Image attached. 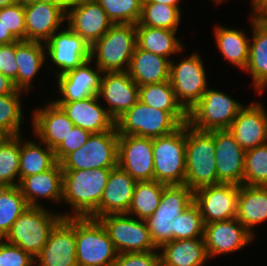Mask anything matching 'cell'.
<instances>
[{
  "instance_id": "cell-33",
  "label": "cell",
  "mask_w": 267,
  "mask_h": 266,
  "mask_svg": "<svg viewBox=\"0 0 267 266\" xmlns=\"http://www.w3.org/2000/svg\"><path fill=\"white\" fill-rule=\"evenodd\" d=\"M139 101L152 108L170 112L181 124L188 123V112L177 101L169 81L139 86Z\"/></svg>"
},
{
  "instance_id": "cell-2",
  "label": "cell",
  "mask_w": 267,
  "mask_h": 266,
  "mask_svg": "<svg viewBox=\"0 0 267 266\" xmlns=\"http://www.w3.org/2000/svg\"><path fill=\"white\" fill-rule=\"evenodd\" d=\"M217 184L213 131H199L186 123L185 183L193 192Z\"/></svg>"
},
{
  "instance_id": "cell-13",
  "label": "cell",
  "mask_w": 267,
  "mask_h": 266,
  "mask_svg": "<svg viewBox=\"0 0 267 266\" xmlns=\"http://www.w3.org/2000/svg\"><path fill=\"white\" fill-rule=\"evenodd\" d=\"M239 185L218 183L194 191L204 224L236 218Z\"/></svg>"
},
{
  "instance_id": "cell-21",
  "label": "cell",
  "mask_w": 267,
  "mask_h": 266,
  "mask_svg": "<svg viewBox=\"0 0 267 266\" xmlns=\"http://www.w3.org/2000/svg\"><path fill=\"white\" fill-rule=\"evenodd\" d=\"M92 61L86 60L75 69L57 75L59 92L63 98L54 102H73L98 95L103 72L97 66L91 68L89 64Z\"/></svg>"
},
{
  "instance_id": "cell-30",
  "label": "cell",
  "mask_w": 267,
  "mask_h": 266,
  "mask_svg": "<svg viewBox=\"0 0 267 266\" xmlns=\"http://www.w3.org/2000/svg\"><path fill=\"white\" fill-rule=\"evenodd\" d=\"M236 219L254 235L252 227L267 219V186L239 187Z\"/></svg>"
},
{
  "instance_id": "cell-52",
  "label": "cell",
  "mask_w": 267,
  "mask_h": 266,
  "mask_svg": "<svg viewBox=\"0 0 267 266\" xmlns=\"http://www.w3.org/2000/svg\"><path fill=\"white\" fill-rule=\"evenodd\" d=\"M16 41H18V40L0 22V45L10 44V43H13Z\"/></svg>"
},
{
  "instance_id": "cell-49",
  "label": "cell",
  "mask_w": 267,
  "mask_h": 266,
  "mask_svg": "<svg viewBox=\"0 0 267 266\" xmlns=\"http://www.w3.org/2000/svg\"><path fill=\"white\" fill-rule=\"evenodd\" d=\"M16 42L0 45V73L13 81L17 78Z\"/></svg>"
},
{
  "instance_id": "cell-53",
  "label": "cell",
  "mask_w": 267,
  "mask_h": 266,
  "mask_svg": "<svg viewBox=\"0 0 267 266\" xmlns=\"http://www.w3.org/2000/svg\"><path fill=\"white\" fill-rule=\"evenodd\" d=\"M49 2L58 5L65 13L77 6L82 0H48Z\"/></svg>"
},
{
  "instance_id": "cell-18",
  "label": "cell",
  "mask_w": 267,
  "mask_h": 266,
  "mask_svg": "<svg viewBox=\"0 0 267 266\" xmlns=\"http://www.w3.org/2000/svg\"><path fill=\"white\" fill-rule=\"evenodd\" d=\"M253 237L236 218L204 226L203 238L208 258L240 250L251 243Z\"/></svg>"
},
{
  "instance_id": "cell-41",
  "label": "cell",
  "mask_w": 267,
  "mask_h": 266,
  "mask_svg": "<svg viewBox=\"0 0 267 266\" xmlns=\"http://www.w3.org/2000/svg\"><path fill=\"white\" fill-rule=\"evenodd\" d=\"M243 185L267 186V143L245 151Z\"/></svg>"
},
{
  "instance_id": "cell-3",
  "label": "cell",
  "mask_w": 267,
  "mask_h": 266,
  "mask_svg": "<svg viewBox=\"0 0 267 266\" xmlns=\"http://www.w3.org/2000/svg\"><path fill=\"white\" fill-rule=\"evenodd\" d=\"M62 219L63 214H52L44 206H29L3 239L36 258L47 243L51 231Z\"/></svg>"
},
{
  "instance_id": "cell-57",
  "label": "cell",
  "mask_w": 267,
  "mask_h": 266,
  "mask_svg": "<svg viewBox=\"0 0 267 266\" xmlns=\"http://www.w3.org/2000/svg\"><path fill=\"white\" fill-rule=\"evenodd\" d=\"M8 135L0 129V143L6 138Z\"/></svg>"
},
{
  "instance_id": "cell-22",
  "label": "cell",
  "mask_w": 267,
  "mask_h": 266,
  "mask_svg": "<svg viewBox=\"0 0 267 266\" xmlns=\"http://www.w3.org/2000/svg\"><path fill=\"white\" fill-rule=\"evenodd\" d=\"M262 105L244 106L228 129L245 151L267 143V113Z\"/></svg>"
},
{
  "instance_id": "cell-34",
  "label": "cell",
  "mask_w": 267,
  "mask_h": 266,
  "mask_svg": "<svg viewBox=\"0 0 267 266\" xmlns=\"http://www.w3.org/2000/svg\"><path fill=\"white\" fill-rule=\"evenodd\" d=\"M176 32L177 30L136 26L137 47L169 58L183 49V44L175 36Z\"/></svg>"
},
{
  "instance_id": "cell-24",
  "label": "cell",
  "mask_w": 267,
  "mask_h": 266,
  "mask_svg": "<svg viewBox=\"0 0 267 266\" xmlns=\"http://www.w3.org/2000/svg\"><path fill=\"white\" fill-rule=\"evenodd\" d=\"M100 97L92 96L73 102H55L67 114L75 126L91 133H102L115 127V120L106 108L98 104Z\"/></svg>"
},
{
  "instance_id": "cell-17",
  "label": "cell",
  "mask_w": 267,
  "mask_h": 266,
  "mask_svg": "<svg viewBox=\"0 0 267 266\" xmlns=\"http://www.w3.org/2000/svg\"><path fill=\"white\" fill-rule=\"evenodd\" d=\"M217 184L241 186L244 178L245 150L229 130H214Z\"/></svg>"
},
{
  "instance_id": "cell-11",
  "label": "cell",
  "mask_w": 267,
  "mask_h": 266,
  "mask_svg": "<svg viewBox=\"0 0 267 266\" xmlns=\"http://www.w3.org/2000/svg\"><path fill=\"white\" fill-rule=\"evenodd\" d=\"M204 64L198 53L175 64L170 62L169 82L177 101L189 112L207 90Z\"/></svg>"
},
{
  "instance_id": "cell-46",
  "label": "cell",
  "mask_w": 267,
  "mask_h": 266,
  "mask_svg": "<svg viewBox=\"0 0 267 266\" xmlns=\"http://www.w3.org/2000/svg\"><path fill=\"white\" fill-rule=\"evenodd\" d=\"M35 258L19 246L12 245L0 239V266H32Z\"/></svg>"
},
{
  "instance_id": "cell-15",
  "label": "cell",
  "mask_w": 267,
  "mask_h": 266,
  "mask_svg": "<svg viewBox=\"0 0 267 266\" xmlns=\"http://www.w3.org/2000/svg\"><path fill=\"white\" fill-rule=\"evenodd\" d=\"M37 259V260H36ZM38 266H78L76 261L75 217L63 218L51 231L35 258Z\"/></svg>"
},
{
  "instance_id": "cell-6",
  "label": "cell",
  "mask_w": 267,
  "mask_h": 266,
  "mask_svg": "<svg viewBox=\"0 0 267 266\" xmlns=\"http://www.w3.org/2000/svg\"><path fill=\"white\" fill-rule=\"evenodd\" d=\"M154 180L184 185L186 175V123L174 132L153 138Z\"/></svg>"
},
{
  "instance_id": "cell-56",
  "label": "cell",
  "mask_w": 267,
  "mask_h": 266,
  "mask_svg": "<svg viewBox=\"0 0 267 266\" xmlns=\"http://www.w3.org/2000/svg\"><path fill=\"white\" fill-rule=\"evenodd\" d=\"M37 1H40V0H19V4L23 6H27L29 4L36 3Z\"/></svg>"
},
{
  "instance_id": "cell-45",
  "label": "cell",
  "mask_w": 267,
  "mask_h": 266,
  "mask_svg": "<svg viewBox=\"0 0 267 266\" xmlns=\"http://www.w3.org/2000/svg\"><path fill=\"white\" fill-rule=\"evenodd\" d=\"M0 22L18 40H26L24 6L16 3L0 8Z\"/></svg>"
},
{
  "instance_id": "cell-32",
  "label": "cell",
  "mask_w": 267,
  "mask_h": 266,
  "mask_svg": "<svg viewBox=\"0 0 267 266\" xmlns=\"http://www.w3.org/2000/svg\"><path fill=\"white\" fill-rule=\"evenodd\" d=\"M43 45L44 43L36 41H16L18 73L14 84L22 92L31 88L32 79L45 62L46 47Z\"/></svg>"
},
{
  "instance_id": "cell-12",
  "label": "cell",
  "mask_w": 267,
  "mask_h": 266,
  "mask_svg": "<svg viewBox=\"0 0 267 266\" xmlns=\"http://www.w3.org/2000/svg\"><path fill=\"white\" fill-rule=\"evenodd\" d=\"M99 220L106 228L118 254L150 252L157 249L150 238L145 220H137L127 214H109L100 217Z\"/></svg>"
},
{
  "instance_id": "cell-5",
  "label": "cell",
  "mask_w": 267,
  "mask_h": 266,
  "mask_svg": "<svg viewBox=\"0 0 267 266\" xmlns=\"http://www.w3.org/2000/svg\"><path fill=\"white\" fill-rule=\"evenodd\" d=\"M136 46V24H113L91 46L90 58L102 72L128 71Z\"/></svg>"
},
{
  "instance_id": "cell-26",
  "label": "cell",
  "mask_w": 267,
  "mask_h": 266,
  "mask_svg": "<svg viewBox=\"0 0 267 266\" xmlns=\"http://www.w3.org/2000/svg\"><path fill=\"white\" fill-rule=\"evenodd\" d=\"M136 182L129 173L118 165L112 168L98 205V219L109 214H126Z\"/></svg>"
},
{
  "instance_id": "cell-9",
  "label": "cell",
  "mask_w": 267,
  "mask_h": 266,
  "mask_svg": "<svg viewBox=\"0 0 267 266\" xmlns=\"http://www.w3.org/2000/svg\"><path fill=\"white\" fill-rule=\"evenodd\" d=\"M194 202V192L186 185H166L159 206L145 221L156 248L172 241V221Z\"/></svg>"
},
{
  "instance_id": "cell-14",
  "label": "cell",
  "mask_w": 267,
  "mask_h": 266,
  "mask_svg": "<svg viewBox=\"0 0 267 266\" xmlns=\"http://www.w3.org/2000/svg\"><path fill=\"white\" fill-rule=\"evenodd\" d=\"M117 165L136 181L154 180L153 138L119 135Z\"/></svg>"
},
{
  "instance_id": "cell-38",
  "label": "cell",
  "mask_w": 267,
  "mask_h": 266,
  "mask_svg": "<svg viewBox=\"0 0 267 266\" xmlns=\"http://www.w3.org/2000/svg\"><path fill=\"white\" fill-rule=\"evenodd\" d=\"M28 208L19 186L0 187V239L6 236L12 224Z\"/></svg>"
},
{
  "instance_id": "cell-20",
  "label": "cell",
  "mask_w": 267,
  "mask_h": 266,
  "mask_svg": "<svg viewBox=\"0 0 267 266\" xmlns=\"http://www.w3.org/2000/svg\"><path fill=\"white\" fill-rule=\"evenodd\" d=\"M44 44L51 61L61 68V75L83 64L90 58V46L69 27L55 32Z\"/></svg>"
},
{
  "instance_id": "cell-27",
  "label": "cell",
  "mask_w": 267,
  "mask_h": 266,
  "mask_svg": "<svg viewBox=\"0 0 267 266\" xmlns=\"http://www.w3.org/2000/svg\"><path fill=\"white\" fill-rule=\"evenodd\" d=\"M18 186L29 206H42L37 202L38 198L55 202L62 200L63 171L60 163L47 171L24 177Z\"/></svg>"
},
{
  "instance_id": "cell-42",
  "label": "cell",
  "mask_w": 267,
  "mask_h": 266,
  "mask_svg": "<svg viewBox=\"0 0 267 266\" xmlns=\"http://www.w3.org/2000/svg\"><path fill=\"white\" fill-rule=\"evenodd\" d=\"M171 223L172 240L203 237L205 224L200 209L194 202Z\"/></svg>"
},
{
  "instance_id": "cell-16",
  "label": "cell",
  "mask_w": 267,
  "mask_h": 266,
  "mask_svg": "<svg viewBox=\"0 0 267 266\" xmlns=\"http://www.w3.org/2000/svg\"><path fill=\"white\" fill-rule=\"evenodd\" d=\"M98 97L107 102L106 110L116 121L139 100V86L128 71L103 72Z\"/></svg>"
},
{
  "instance_id": "cell-36",
  "label": "cell",
  "mask_w": 267,
  "mask_h": 266,
  "mask_svg": "<svg viewBox=\"0 0 267 266\" xmlns=\"http://www.w3.org/2000/svg\"><path fill=\"white\" fill-rule=\"evenodd\" d=\"M33 141L23 142L20 135V165L19 182L29 175L39 174L53 168L58 162L54 150L46 146L41 147ZM44 148V149H43Z\"/></svg>"
},
{
  "instance_id": "cell-35",
  "label": "cell",
  "mask_w": 267,
  "mask_h": 266,
  "mask_svg": "<svg viewBox=\"0 0 267 266\" xmlns=\"http://www.w3.org/2000/svg\"><path fill=\"white\" fill-rule=\"evenodd\" d=\"M214 31L218 49L223 57L244 71L249 60L250 39L237 29L217 26Z\"/></svg>"
},
{
  "instance_id": "cell-7",
  "label": "cell",
  "mask_w": 267,
  "mask_h": 266,
  "mask_svg": "<svg viewBox=\"0 0 267 266\" xmlns=\"http://www.w3.org/2000/svg\"><path fill=\"white\" fill-rule=\"evenodd\" d=\"M118 132L92 133L79 149L67 154L59 163L62 171L112 169L117 166Z\"/></svg>"
},
{
  "instance_id": "cell-39",
  "label": "cell",
  "mask_w": 267,
  "mask_h": 266,
  "mask_svg": "<svg viewBox=\"0 0 267 266\" xmlns=\"http://www.w3.org/2000/svg\"><path fill=\"white\" fill-rule=\"evenodd\" d=\"M19 165L20 135L8 136L0 143V187L19 185Z\"/></svg>"
},
{
  "instance_id": "cell-1",
  "label": "cell",
  "mask_w": 267,
  "mask_h": 266,
  "mask_svg": "<svg viewBox=\"0 0 267 266\" xmlns=\"http://www.w3.org/2000/svg\"><path fill=\"white\" fill-rule=\"evenodd\" d=\"M111 169L63 171L62 200L72 206L74 214L67 217L98 219L100 204Z\"/></svg>"
},
{
  "instance_id": "cell-28",
  "label": "cell",
  "mask_w": 267,
  "mask_h": 266,
  "mask_svg": "<svg viewBox=\"0 0 267 266\" xmlns=\"http://www.w3.org/2000/svg\"><path fill=\"white\" fill-rule=\"evenodd\" d=\"M170 62L171 59L136 46L128 73L138 86L169 81Z\"/></svg>"
},
{
  "instance_id": "cell-29",
  "label": "cell",
  "mask_w": 267,
  "mask_h": 266,
  "mask_svg": "<svg viewBox=\"0 0 267 266\" xmlns=\"http://www.w3.org/2000/svg\"><path fill=\"white\" fill-rule=\"evenodd\" d=\"M158 249L161 266H203L209 259L203 237L172 240Z\"/></svg>"
},
{
  "instance_id": "cell-50",
  "label": "cell",
  "mask_w": 267,
  "mask_h": 266,
  "mask_svg": "<svg viewBox=\"0 0 267 266\" xmlns=\"http://www.w3.org/2000/svg\"><path fill=\"white\" fill-rule=\"evenodd\" d=\"M253 19L267 22V0H252Z\"/></svg>"
},
{
  "instance_id": "cell-43",
  "label": "cell",
  "mask_w": 267,
  "mask_h": 266,
  "mask_svg": "<svg viewBox=\"0 0 267 266\" xmlns=\"http://www.w3.org/2000/svg\"><path fill=\"white\" fill-rule=\"evenodd\" d=\"M113 24H137L143 0H96Z\"/></svg>"
},
{
  "instance_id": "cell-47",
  "label": "cell",
  "mask_w": 267,
  "mask_h": 266,
  "mask_svg": "<svg viewBox=\"0 0 267 266\" xmlns=\"http://www.w3.org/2000/svg\"><path fill=\"white\" fill-rule=\"evenodd\" d=\"M92 133L88 130L75 126L55 149V157L59 163L67 154L81 148Z\"/></svg>"
},
{
  "instance_id": "cell-31",
  "label": "cell",
  "mask_w": 267,
  "mask_h": 266,
  "mask_svg": "<svg viewBox=\"0 0 267 266\" xmlns=\"http://www.w3.org/2000/svg\"><path fill=\"white\" fill-rule=\"evenodd\" d=\"M253 36L249 43V60L244 71L253 79L254 89L259 91L267 86V22L251 18Z\"/></svg>"
},
{
  "instance_id": "cell-54",
  "label": "cell",
  "mask_w": 267,
  "mask_h": 266,
  "mask_svg": "<svg viewBox=\"0 0 267 266\" xmlns=\"http://www.w3.org/2000/svg\"><path fill=\"white\" fill-rule=\"evenodd\" d=\"M179 1L180 0H143V2H156L159 4L170 5L173 7H177L180 10V7L178 5Z\"/></svg>"
},
{
  "instance_id": "cell-8",
  "label": "cell",
  "mask_w": 267,
  "mask_h": 266,
  "mask_svg": "<svg viewBox=\"0 0 267 266\" xmlns=\"http://www.w3.org/2000/svg\"><path fill=\"white\" fill-rule=\"evenodd\" d=\"M243 107L224 92L207 88L188 112V125L199 131L228 130Z\"/></svg>"
},
{
  "instance_id": "cell-48",
  "label": "cell",
  "mask_w": 267,
  "mask_h": 266,
  "mask_svg": "<svg viewBox=\"0 0 267 266\" xmlns=\"http://www.w3.org/2000/svg\"><path fill=\"white\" fill-rule=\"evenodd\" d=\"M156 251L120 253L113 266H161L160 255Z\"/></svg>"
},
{
  "instance_id": "cell-58",
  "label": "cell",
  "mask_w": 267,
  "mask_h": 266,
  "mask_svg": "<svg viewBox=\"0 0 267 266\" xmlns=\"http://www.w3.org/2000/svg\"><path fill=\"white\" fill-rule=\"evenodd\" d=\"M212 1H214V2H216L218 4V3H221L224 0H212Z\"/></svg>"
},
{
  "instance_id": "cell-10",
  "label": "cell",
  "mask_w": 267,
  "mask_h": 266,
  "mask_svg": "<svg viewBox=\"0 0 267 266\" xmlns=\"http://www.w3.org/2000/svg\"><path fill=\"white\" fill-rule=\"evenodd\" d=\"M181 125L170 112L152 108L139 100L115 121L118 135L150 138L168 135Z\"/></svg>"
},
{
  "instance_id": "cell-23",
  "label": "cell",
  "mask_w": 267,
  "mask_h": 266,
  "mask_svg": "<svg viewBox=\"0 0 267 266\" xmlns=\"http://www.w3.org/2000/svg\"><path fill=\"white\" fill-rule=\"evenodd\" d=\"M26 41L45 43L66 19V13L48 0L24 6Z\"/></svg>"
},
{
  "instance_id": "cell-40",
  "label": "cell",
  "mask_w": 267,
  "mask_h": 266,
  "mask_svg": "<svg viewBox=\"0 0 267 266\" xmlns=\"http://www.w3.org/2000/svg\"><path fill=\"white\" fill-rule=\"evenodd\" d=\"M181 10L170 5L156 2H143L139 22L136 26H149L168 30H177Z\"/></svg>"
},
{
  "instance_id": "cell-44",
  "label": "cell",
  "mask_w": 267,
  "mask_h": 266,
  "mask_svg": "<svg viewBox=\"0 0 267 266\" xmlns=\"http://www.w3.org/2000/svg\"><path fill=\"white\" fill-rule=\"evenodd\" d=\"M21 90L0 95V129L8 136L20 135L22 119Z\"/></svg>"
},
{
  "instance_id": "cell-19",
  "label": "cell",
  "mask_w": 267,
  "mask_h": 266,
  "mask_svg": "<svg viewBox=\"0 0 267 266\" xmlns=\"http://www.w3.org/2000/svg\"><path fill=\"white\" fill-rule=\"evenodd\" d=\"M66 19L68 27L90 47L113 25L96 0H82L66 12Z\"/></svg>"
},
{
  "instance_id": "cell-37",
  "label": "cell",
  "mask_w": 267,
  "mask_h": 266,
  "mask_svg": "<svg viewBox=\"0 0 267 266\" xmlns=\"http://www.w3.org/2000/svg\"><path fill=\"white\" fill-rule=\"evenodd\" d=\"M166 184L152 181H137L127 215H136L146 220L159 206L162 192Z\"/></svg>"
},
{
  "instance_id": "cell-4",
  "label": "cell",
  "mask_w": 267,
  "mask_h": 266,
  "mask_svg": "<svg viewBox=\"0 0 267 266\" xmlns=\"http://www.w3.org/2000/svg\"><path fill=\"white\" fill-rule=\"evenodd\" d=\"M75 244L78 266H113L118 255L99 219L75 217Z\"/></svg>"
},
{
  "instance_id": "cell-51",
  "label": "cell",
  "mask_w": 267,
  "mask_h": 266,
  "mask_svg": "<svg viewBox=\"0 0 267 266\" xmlns=\"http://www.w3.org/2000/svg\"><path fill=\"white\" fill-rule=\"evenodd\" d=\"M19 89L15 86L14 81L0 73V95L17 93Z\"/></svg>"
},
{
  "instance_id": "cell-55",
  "label": "cell",
  "mask_w": 267,
  "mask_h": 266,
  "mask_svg": "<svg viewBox=\"0 0 267 266\" xmlns=\"http://www.w3.org/2000/svg\"><path fill=\"white\" fill-rule=\"evenodd\" d=\"M19 3V0H0V8L9 6L10 4Z\"/></svg>"
},
{
  "instance_id": "cell-25",
  "label": "cell",
  "mask_w": 267,
  "mask_h": 266,
  "mask_svg": "<svg viewBox=\"0 0 267 266\" xmlns=\"http://www.w3.org/2000/svg\"><path fill=\"white\" fill-rule=\"evenodd\" d=\"M33 132L44 144L55 149L75 127L74 123L68 118L63 109L54 101L47 107L37 108L34 111Z\"/></svg>"
}]
</instances>
